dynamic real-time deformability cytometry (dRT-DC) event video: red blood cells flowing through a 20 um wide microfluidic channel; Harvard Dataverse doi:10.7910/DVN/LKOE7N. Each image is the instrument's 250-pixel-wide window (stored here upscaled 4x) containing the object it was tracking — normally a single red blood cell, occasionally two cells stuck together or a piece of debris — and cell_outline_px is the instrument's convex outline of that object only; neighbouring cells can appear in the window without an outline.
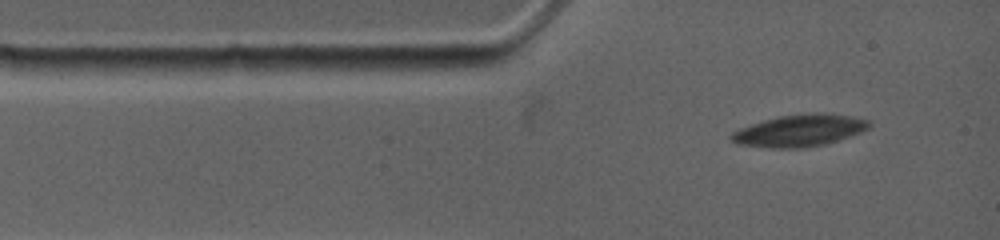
{"species": "common noctule bat (a hibernating species)", "species_latin": "Nyctalus noctula", "temperature_condition": "warm", "stored_images_in_passage": 18, "camera_frame_rate_fps": 4500, "um_per_image_px": 0.085, "animal": {"sex": "female", "body_mass_g": 19.0, "forearm_length_mm": 53.3}, "frame": {"image": 1, "passage_image": 1, "time_ms": 0.0, "image_size_px": [1000, 240], "cell_outline_px": [[872, 124], [868, 128], [860, 132], [824, 144], [804, 148], [768, 148], [740, 144], [732, 140], [728, 136], [732, 132], [740, 128], [764, 120], [780, 116], [820, 112], [848, 116], [868, 120]], "centroid_in_image_um": [67.93, 11.1], "position_along_channel_um": 17.1, "area_um2": 25.26}}
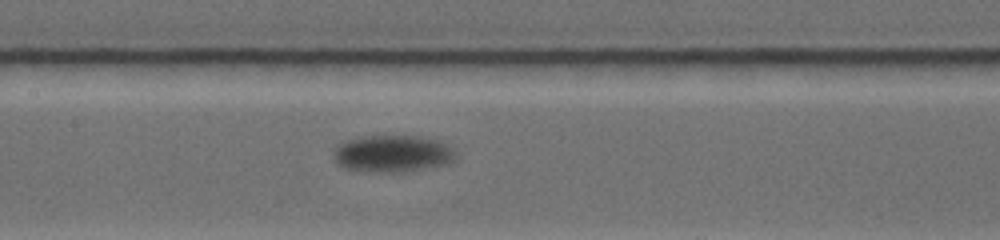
{"frame": {"image": 2, "passage_image": 11, "time_ms": 5.111, "image_size_px": [1000, 240], "cell_outline_px": [[456, 160], [452, 164], [400, 172], [360, 172], [344, 168], [336, 164], [332, 156], [332, 152], [344, 140], [368, 136], [420, 136], [440, 140], [448, 144], [456, 152]], "centroid_in_image_um": [33.38, 13.07], "position_along_channel_um": 174.0, "area_um2": 26.99}}
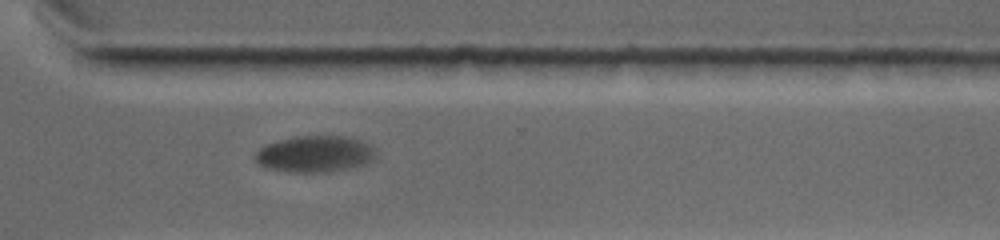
{"frame": {"image": 3, "passage_image": 18, "time_ms": 10.0, "image_size_px": [1000, 240], "cell_outline_px": [[376, 160], [352, 168], [328, 172], [288, 172], [268, 168], [256, 164], [256, 152], [264, 144], [292, 136], [352, 136], [364, 140], [376, 148]], "centroid_in_image_um": [26.83, 13.08], "position_along_channel_um": 343.8, "area_um2": 26.3}}